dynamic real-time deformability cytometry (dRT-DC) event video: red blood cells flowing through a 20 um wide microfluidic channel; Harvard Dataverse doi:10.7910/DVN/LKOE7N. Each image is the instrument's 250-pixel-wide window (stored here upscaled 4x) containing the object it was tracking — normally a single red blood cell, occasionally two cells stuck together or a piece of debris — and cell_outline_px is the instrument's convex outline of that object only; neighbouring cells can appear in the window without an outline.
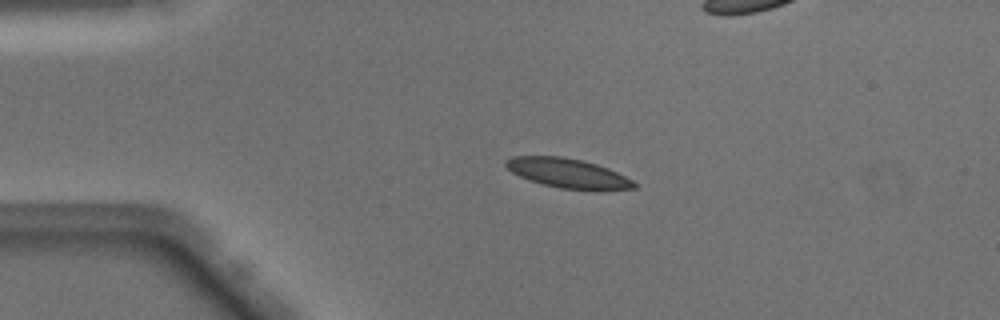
{"species": "Egyptian fruit bat (a non-hibernating species)", "species_latin": "Rousettus aegyptiacus", "temperature_condition": "warm", "stored_images_in_passage": 51, "camera_frame_rate_fps": 3000, "um_per_image_px": 0.085, "animal": {"sex": "male"}, "frame": {"image": 1, "passage_image": 11, "time_ms": 3.333, "image_size_px": [1000, 320], "cell_outline_px": [[636, 188], [596, 192], [560, 188], [528, 180], [512, 172], [504, 164], [504, 160], [512, 156], [564, 156], [584, 160], [608, 168], [632, 180], [636, 184]], "centroid_in_image_um": [48.3, 14.74], "position_along_channel_um": 36.7, "area_um2": 22.48}}
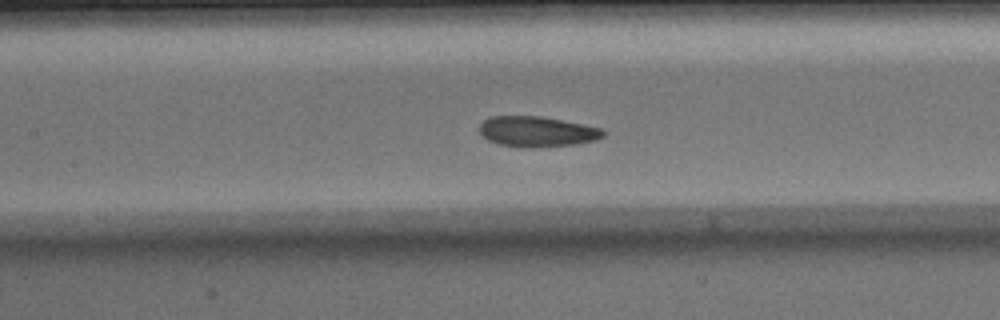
{"frame": {"image": 2, "passage_image": 23, "time_ms": 7.333, "image_size_px": [1000, 320], "cell_outline_px": [[604, 136], [596, 140], [576, 144], [532, 148], [520, 148], [500, 144], [488, 140], [480, 132], [480, 124], [488, 116], [540, 116], [604, 128]], "centroid_in_image_um": [45.65, 11.19], "position_along_channel_um": 161.7, "area_um2": 22.08}}
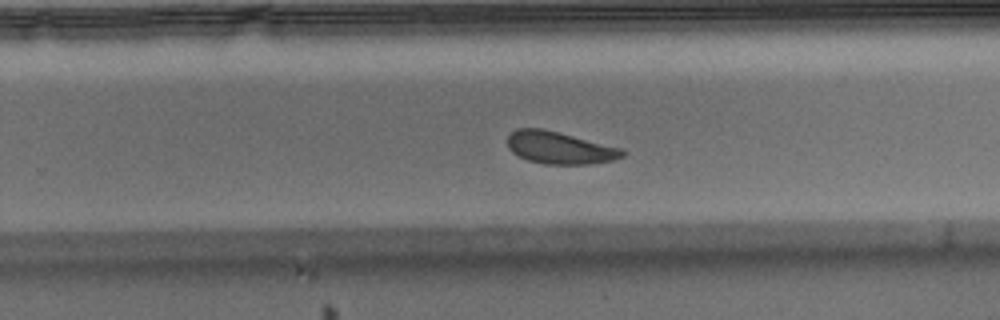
{"frame": {"image": 3, "passage_image": 32, "time_ms": 10.333, "image_size_px": [1000, 320], "cell_outline_px": [[628, 152], [624, 156], [616, 160], [592, 164], [544, 164], [528, 160], [512, 152], [508, 148], [508, 136], [516, 128], [544, 128], [624, 148]], "centroid_in_image_um": [47.64, 12.56], "position_along_channel_um": 282.2, "area_um2": 22.02}, "authors_computed_cell_mechanics": {"area_um2": 22.253, "velocity_mm_per_s": 4.0304, "shape_relaxation_time_tau1_ms": 1.81, "shape_relaxation_time_tau2_ms": 5.4947, "deformation_change_tau1": 0.0825, "deformation_change_tau2": 0.1106}}